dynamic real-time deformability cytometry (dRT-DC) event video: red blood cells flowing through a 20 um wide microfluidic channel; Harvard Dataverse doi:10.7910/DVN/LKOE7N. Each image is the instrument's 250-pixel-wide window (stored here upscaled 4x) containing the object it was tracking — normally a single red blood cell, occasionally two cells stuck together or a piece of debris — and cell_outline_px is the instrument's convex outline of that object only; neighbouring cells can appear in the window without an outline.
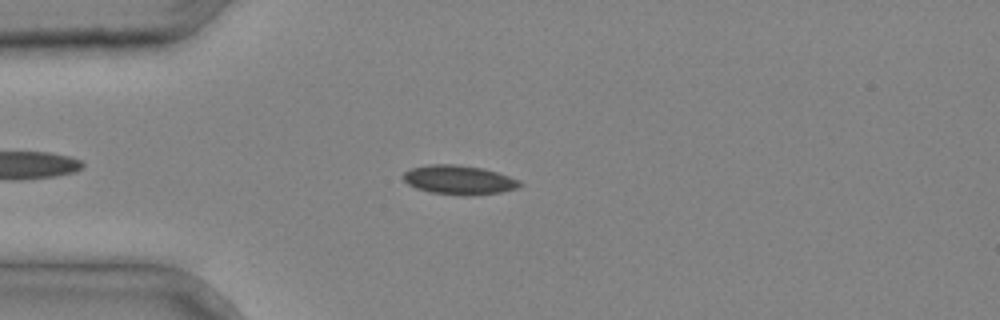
{"species": "common noctule bat (a hibernating species)", "species_latin": "Nyctalus noctula", "temperature_condition": "cold", "stored_images_in_passage": 34, "camera_frame_rate_fps": 3000, "um_per_image_px": 0.085, "animal": {"sex": "male", "body_mass_g": 20.4}, "frame": {"image": 1, "passage_image": 7, "time_ms": 2.0, "image_size_px": [1000, 320], "cell_outline_px": [[524, 184], [516, 188], [500, 192], [472, 196], [460, 196], [428, 192], [416, 188], [408, 184], [400, 176], [408, 168], [428, 164], [456, 164], [484, 168], [520, 180]], "centroid_in_image_um": [38.97, 15.29], "position_along_channel_um": 46.0, "area_um2": 20.23}}
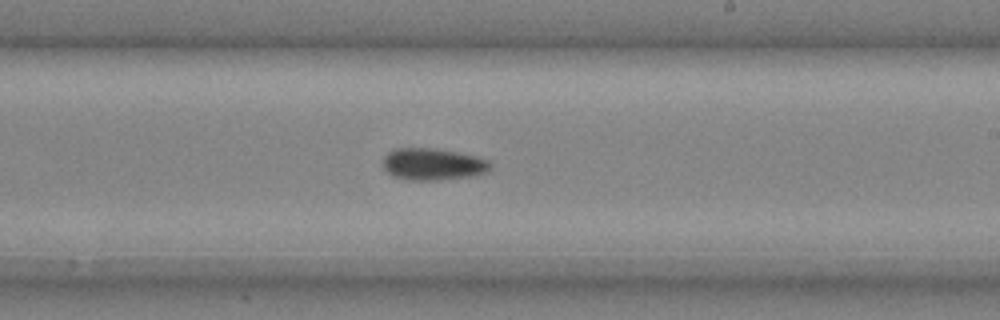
{"frame": {"image": 2, "passage_image": 20, "time_ms": 6.333, "image_size_px": [1000, 320], "cell_outline_px": [[492, 168], [488, 172], [476, 176], [440, 180], [408, 180], [392, 176], [384, 168], [384, 156], [388, 152], [396, 148], [436, 148], [480, 156], [488, 160], [492, 164]], "centroid_in_image_um": [36.87, 13.96], "position_along_channel_um": 252.1, "area_um2": 20.4}}
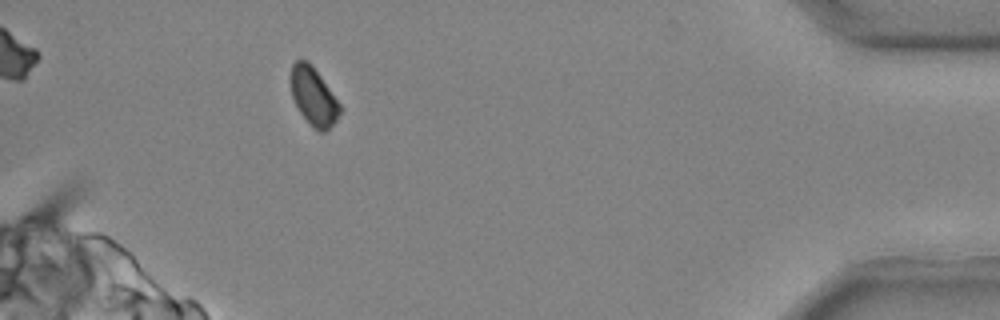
{"frame": {"image": 3, "passage_image": 32, "time_ms": 10.333, "image_size_px": [1000, 320], "cell_outline_px": [[344, 108], [336, 120], [324, 132], [320, 132], [312, 128], [308, 124], [300, 112], [292, 96], [288, 80], [292, 64], [296, 60], [308, 60], [312, 64]], "centroid_in_image_um": [26.64, 8.18], "position_along_channel_um": 408.6, "area_um2": 17.11}}